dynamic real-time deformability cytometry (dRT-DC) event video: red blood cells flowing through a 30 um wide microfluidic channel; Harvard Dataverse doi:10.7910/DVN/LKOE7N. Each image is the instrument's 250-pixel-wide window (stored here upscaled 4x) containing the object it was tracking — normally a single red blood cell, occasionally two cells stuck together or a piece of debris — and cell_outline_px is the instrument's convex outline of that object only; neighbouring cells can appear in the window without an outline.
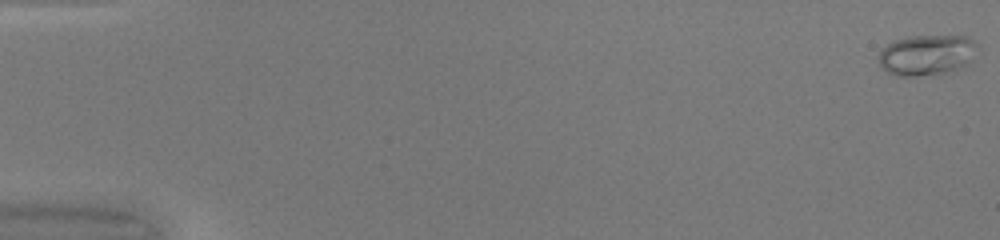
{"species": "common noctule bat (a hibernating species)", "species_latin": "Nyctalus noctula", "temperature_condition": "warm", "stored_images_in_passage": 50, "camera_frame_rate_fps": 3000, "um_per_image_px": 0.085, "animal": {"sex": "female", "body_mass_g": 20.0, "forearm_length_mm": 54.0}, "frame": {"image": 1, "passage_image": 1, "time_ms": 0.0, "image_size_px": [1000, 240], "cell_outline_px": [[980, 48], [968, 64], [964, 68], [940, 76], [896, 76], [888, 72], [880, 64], [876, 56], [888, 44], [896, 40], [908, 36], [968, 36]], "centroid_in_image_um": [78.83, 4.71], "position_along_channel_um": 6.2, "area_um2": 24.04}}
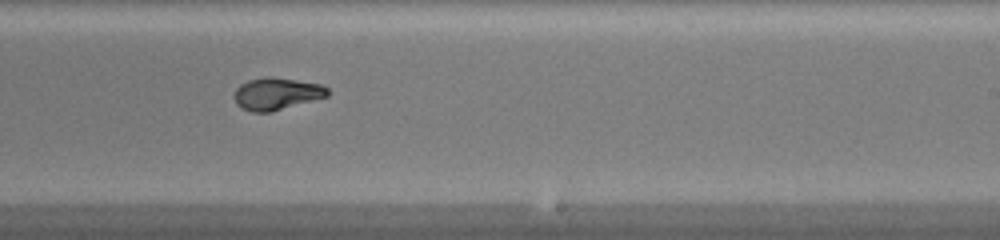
{"frame": {"image": 2, "passage_image": 32, "time_ms": 10.333, "image_size_px": [1000, 240], "cell_outline_px": [[328, 96], [272, 112], [252, 112], [236, 104], [232, 96], [236, 88], [240, 84], [248, 80], [268, 76], [272, 76], [324, 84], [328, 88]], "centroid_in_image_um": [23.51, 7.96], "position_along_channel_um": 265.5, "area_um2": 17.74}}
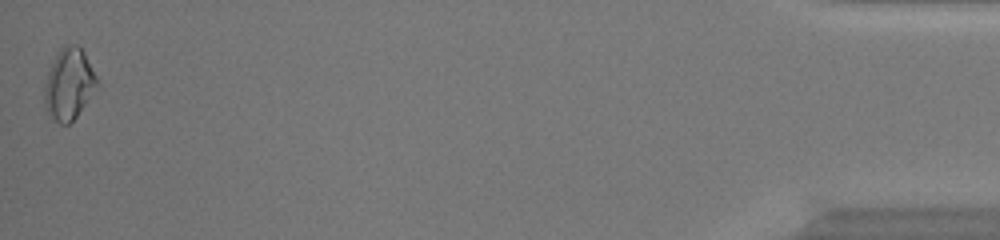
{"frame": {"image": 3, "passage_image": 50, "time_ms": 16.333, "image_size_px": [1000, 240], "cell_outline_px": [[100, 84], [76, 116], [68, 124], [60, 124], [48, 112], [44, 104], [44, 84], [52, 60], [56, 52], [64, 44], [76, 44], [84, 52]], "centroid_in_image_um": [5.85, 7.11], "position_along_channel_um": 429.3, "area_um2": 21.79}}